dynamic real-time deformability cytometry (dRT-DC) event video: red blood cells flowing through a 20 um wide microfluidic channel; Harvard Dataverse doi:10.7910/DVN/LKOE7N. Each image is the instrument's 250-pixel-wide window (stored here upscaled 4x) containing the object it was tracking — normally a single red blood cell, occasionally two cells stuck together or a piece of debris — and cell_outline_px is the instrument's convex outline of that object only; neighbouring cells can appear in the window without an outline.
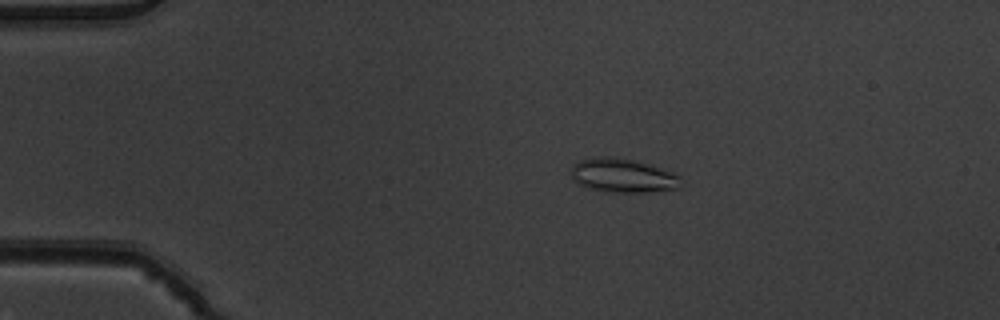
{"species": "common noctule bat (a hibernating species)", "species_latin": "Nyctalus noctula", "temperature_condition": "warm", "stored_images_in_passage": 4, "camera_frame_rate_fps": 3000, "um_per_image_px": 0.085, "animal": {"sex": "male", "body_mass_g": 19.5, "forearm_length_mm": 54.6}, "frame": {"image": 1, "passage_image": 3, "time_ms": 0.667, "image_size_px": [1000, 320], "cell_outline_px": [[680, 176], [676, 188], [648, 192], [604, 192], [580, 184], [572, 176], [572, 164], [580, 160], [608, 156], [632, 160], [648, 164], [672, 172]], "centroid_in_image_um": [52.91, 14.92], "position_along_channel_um": 32.1, "area_um2": 21.1}}